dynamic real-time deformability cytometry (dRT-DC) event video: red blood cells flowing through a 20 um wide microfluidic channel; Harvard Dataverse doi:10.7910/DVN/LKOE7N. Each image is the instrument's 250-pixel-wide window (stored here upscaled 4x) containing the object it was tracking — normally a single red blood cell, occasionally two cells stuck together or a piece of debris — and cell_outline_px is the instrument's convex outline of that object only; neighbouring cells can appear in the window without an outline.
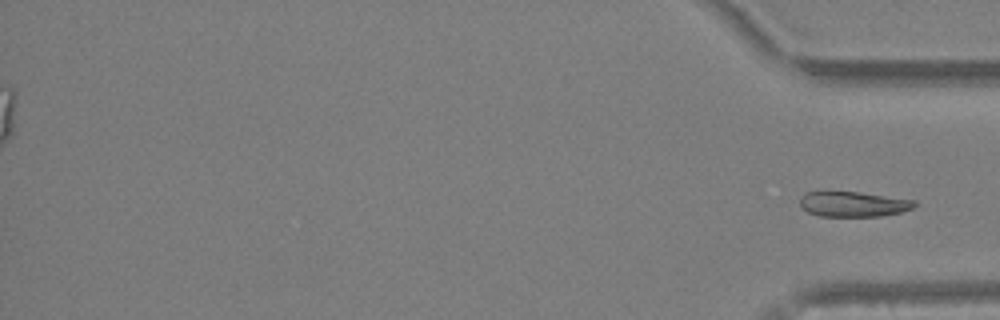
{"species": "Egyptian fruit bat (a non-hibernating species)", "species_latin": "Rousettus aegyptiacus", "temperature_condition": "warm", "stored_images_in_passage": 42, "segment_of_instrument_passage": [2, 2], "camera_frame_rate_fps": 3000, "um_per_image_px": 0.085, "animal": {"sex": "female"}, "frame": {"image": 1, "passage_image": 42, "time_ms": 13.667, "image_size_px": [1000, 320], "cell_outline_px": [[916, 204], [912, 208], [900, 212], [880, 216], [820, 216], [808, 212], [800, 204], [800, 196], [808, 192], [824, 188], [860, 192], [916, 200]], "centroid_in_image_um": [72.46, 17.3], "position_along_channel_um": 362.7, "area_um2": 17.4}}